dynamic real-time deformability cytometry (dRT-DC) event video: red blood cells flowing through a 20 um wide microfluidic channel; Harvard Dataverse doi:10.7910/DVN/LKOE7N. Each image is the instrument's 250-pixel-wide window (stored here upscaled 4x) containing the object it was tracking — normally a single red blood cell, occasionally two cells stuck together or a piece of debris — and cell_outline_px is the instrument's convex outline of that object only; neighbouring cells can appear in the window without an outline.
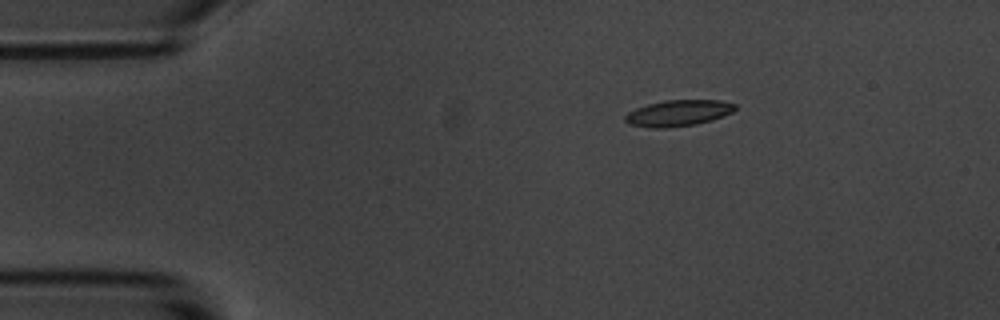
{"species": "common noctule bat (a hibernating species)", "species_latin": "Nyctalus noctula", "temperature_condition": "room temperature", "stored_images_in_passage": 3, "camera_frame_rate_fps": 3000, "um_per_image_px": 0.085, "animal": {"sex": "male", "body_mass_g": 20.1, "forearm_length_mm": 53.5}, "frame": {"image": 1, "passage_image": 1, "time_ms": 0.0, "image_size_px": [1000, 320], "cell_outline_px": [[736, 108], [732, 112], [712, 120], [696, 124], [668, 128], [652, 128], [628, 124], [624, 120], [624, 116], [628, 112], [636, 108], [648, 104], [664, 100], [720, 100], [736, 104]], "centroid_in_image_um": [57.63, 9.61], "position_along_channel_um": 27.4, "area_um2": 16.82}}